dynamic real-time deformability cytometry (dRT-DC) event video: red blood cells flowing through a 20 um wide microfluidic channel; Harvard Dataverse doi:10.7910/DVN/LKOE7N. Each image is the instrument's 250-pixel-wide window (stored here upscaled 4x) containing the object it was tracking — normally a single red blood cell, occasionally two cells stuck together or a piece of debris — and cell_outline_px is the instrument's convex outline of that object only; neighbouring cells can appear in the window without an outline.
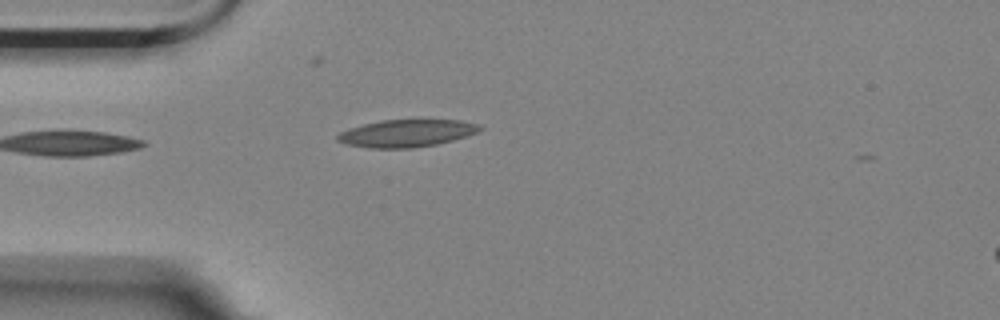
{"species": "Egyptian fruit bat (a non-hibernating species)", "species_latin": "Rousettus aegyptiacus", "temperature_condition": "room temperature", "stored_images_in_passage": 2, "camera_frame_rate_fps": 3000, "um_per_image_px": 0.085, "animal": {"sex": "female"}, "frame": {"image": 1, "passage_image": 2, "time_ms": 0.333, "image_size_px": [1000, 320], "cell_outline_px": [[484, 128], [468, 136], [436, 144], [412, 148], [372, 148], [348, 144], [336, 140], [336, 136], [340, 132], [348, 128], [380, 120], [460, 120], [480, 124]], "centroid_in_image_um": [34.57, 11.32], "position_along_channel_um": 50.4, "area_um2": 22.66}}